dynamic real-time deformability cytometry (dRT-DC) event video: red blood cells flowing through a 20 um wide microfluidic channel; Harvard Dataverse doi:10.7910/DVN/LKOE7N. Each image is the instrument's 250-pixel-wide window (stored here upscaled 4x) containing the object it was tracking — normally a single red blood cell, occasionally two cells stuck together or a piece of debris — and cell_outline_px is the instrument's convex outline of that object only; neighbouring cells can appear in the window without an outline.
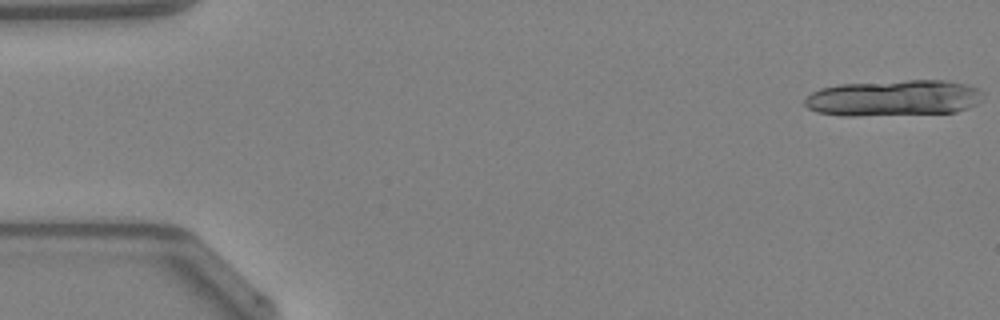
{"species": "Egyptian fruit bat (a non-hibernating species)", "species_latin": "Rousettus aegyptiacus", "temperature_condition": "warm", "stored_images_in_passage": 18, "camera_frame_rate_fps": 3000, "um_per_image_px": 0.085, "animal": {"sex": "female"}, "frame": {"image": 1, "passage_image": 1, "time_ms": 0.0, "image_size_px": [1000, 320], "cell_outline_px": [[980, 100], [976, 104], [968, 108], [956, 112], [856, 116], [844, 116], [816, 112], [808, 108], [804, 104], [804, 100], [812, 92], [820, 88], [840, 84], [908, 80], [944, 80], [968, 84], [980, 88]], "centroid_in_image_um": [75.95, 8.33], "position_along_channel_um": 9.1, "area_um2": 37.57}}